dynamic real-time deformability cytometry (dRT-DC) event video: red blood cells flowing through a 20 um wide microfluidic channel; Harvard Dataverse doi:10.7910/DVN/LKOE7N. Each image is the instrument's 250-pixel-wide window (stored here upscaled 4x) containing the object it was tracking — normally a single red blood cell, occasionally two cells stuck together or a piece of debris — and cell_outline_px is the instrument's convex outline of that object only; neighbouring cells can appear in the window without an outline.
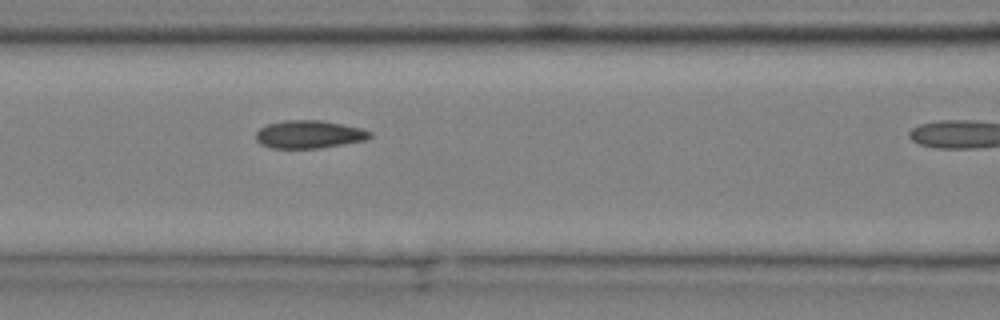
{"species": "common noctule bat (a hibernating species)", "species_latin": "Nyctalus noctula", "temperature_condition": "cold", "stored_images_in_passage": 6, "segment_of_instrument_passage": [1, 2], "camera_frame_rate_fps": 3000, "um_per_image_px": 0.085, "animal": {"sex": "male", "body_mass_g": 20.4}, "frame": {"image": 1, "passage_image": 5, "time_ms": 1.333, "image_size_px": [1000, 320], "cell_outline_px": [[372, 136], [364, 140], [344, 144], [320, 148], [272, 148], [260, 144], [256, 140], [256, 132], [260, 128], [268, 124], [284, 120], [320, 120], [360, 128], [372, 132]], "centroid_in_image_um": [26.25, 11.42], "position_along_channel_um": 140.4, "area_um2": 18.44}}